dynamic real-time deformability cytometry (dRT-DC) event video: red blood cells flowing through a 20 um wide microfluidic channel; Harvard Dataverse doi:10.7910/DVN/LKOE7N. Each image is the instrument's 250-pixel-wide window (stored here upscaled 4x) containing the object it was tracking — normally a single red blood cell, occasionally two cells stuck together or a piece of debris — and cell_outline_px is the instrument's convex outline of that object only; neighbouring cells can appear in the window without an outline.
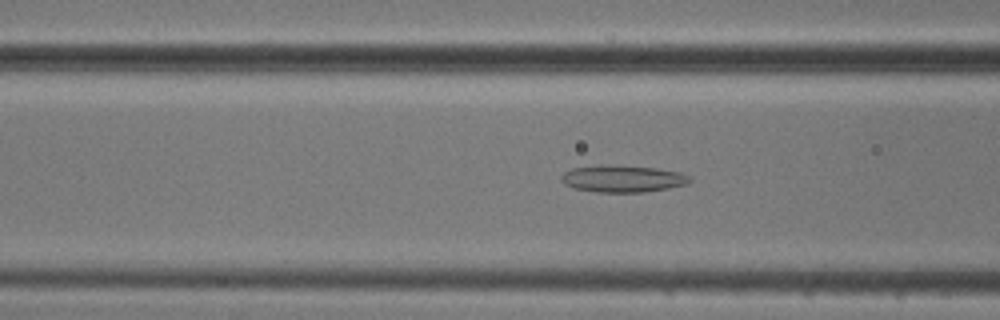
{"species": "common noctule bat (a hibernating species)", "species_latin": "Nyctalus noctula", "temperature_condition": "cold", "stored_images_in_passage": 50, "camera_frame_rate_fps": 3000, "um_per_image_px": 0.085, "animal": {"sex": "male", "body_mass_g": 20.5, "forearm_length_mm": 52.5}, "frame": {"image": 1, "passage_image": 17, "time_ms": 5.333, "image_size_px": [1000, 320], "cell_outline_px": [[692, 180], [688, 184], [668, 188], [644, 192], [596, 192], [576, 188], [564, 184], [560, 180], [560, 176], [564, 172], [572, 168], [600, 164], [656, 168], [680, 172], [692, 176]], "centroid_in_image_um": [52.94, 15.18], "position_along_channel_um": 113.7, "area_um2": 20.35}}
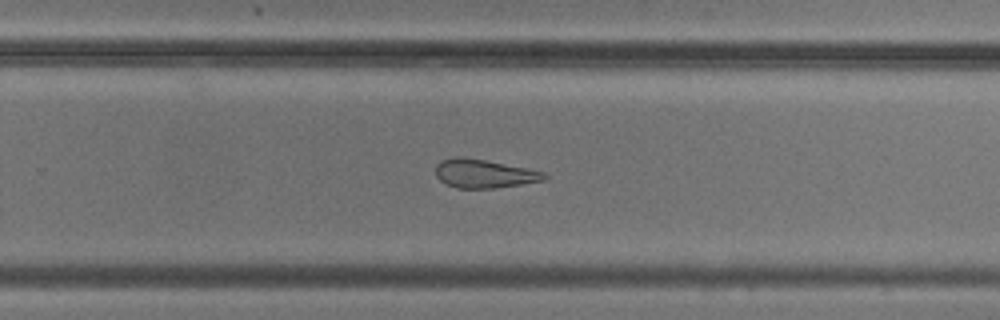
{"frame": {"image": 2, "passage_image": 31, "time_ms": 10.0, "image_size_px": [1000, 320], "cell_outline_px": [[548, 176], [544, 180], [520, 184], [492, 188], [456, 188], [444, 184], [436, 176], [436, 164], [440, 160], [456, 156], [484, 160], [528, 168], [544, 172]], "centroid_in_image_um": [41.1, 14.76], "position_along_channel_um": 288.7, "area_um2": 18.03}}
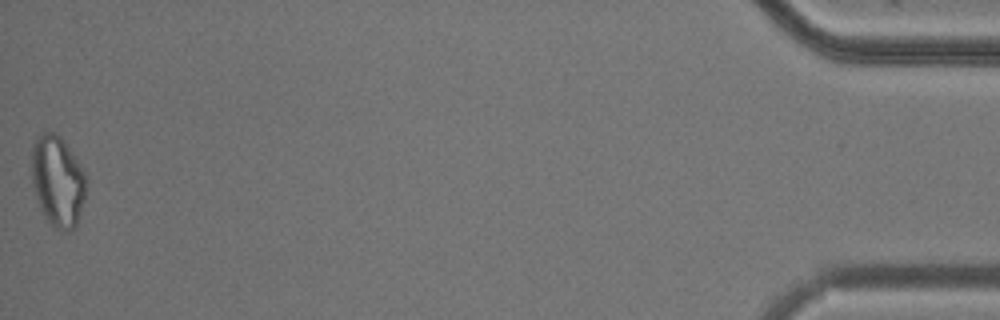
{"frame": {"image": 3, "passage_image": 50, "time_ms": 16.333, "image_size_px": [1000, 320], "cell_outline_px": [[88, 184], [84, 200], [76, 228], [68, 232], [60, 232], [48, 224], [40, 208], [32, 184], [32, 144], [36, 136], [44, 132], [56, 132], [64, 140], [84, 172], [88, 180]], "centroid_in_image_um": [4.91, 15.43], "position_along_channel_um": 430.3, "area_um2": 29.48}, "authors_computed_cell_mechanics": {"area_um2": 22.4264, "velocity_mm_per_s": 3.746, "shape_relaxation_time_tau1_ms": null, "shape_relaxation_time_tau2_ms": 6.448, "deformation_change_tau1": null, "deformation_change_tau2": 0.1734}}